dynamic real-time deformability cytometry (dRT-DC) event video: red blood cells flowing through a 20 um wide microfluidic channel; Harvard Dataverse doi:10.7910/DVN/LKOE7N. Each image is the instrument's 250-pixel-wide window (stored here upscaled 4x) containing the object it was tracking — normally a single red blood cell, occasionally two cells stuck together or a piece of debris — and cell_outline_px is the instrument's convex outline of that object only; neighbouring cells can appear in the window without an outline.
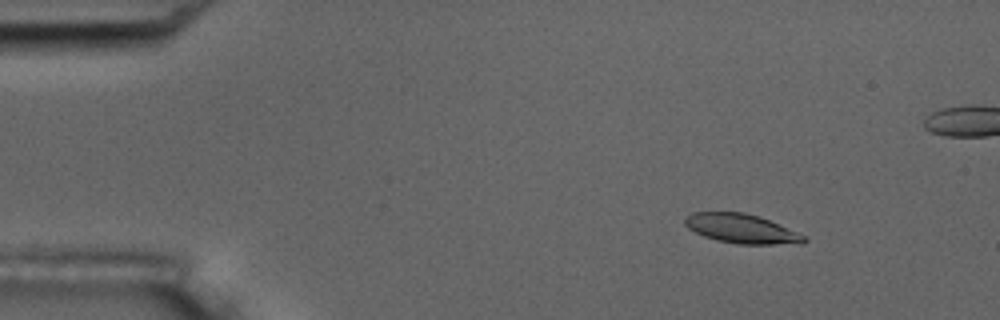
{"species": "common noctule bat (a hibernating species)", "species_latin": "Nyctalus noctula", "temperature_condition": "room temperature", "stored_images_in_passage": 8, "camera_frame_rate_fps": 3000, "um_per_image_px": 0.085, "animal": {"sex": "male", "body_mass_g": 17.5, "forearm_length_mm": 52.3}, "frame": {"image": 1, "passage_image": 3, "time_ms": 2.333, "image_size_px": [1000, 320], "cell_outline_px": [[808, 240], [800, 244], [736, 244], [716, 240], [704, 236], [688, 228], [684, 224], [684, 216], [692, 212], [744, 212], [760, 216], [808, 236]], "centroid_in_image_um": [63.05, 19.43], "position_along_channel_um": 21.9, "area_um2": 20.63}}